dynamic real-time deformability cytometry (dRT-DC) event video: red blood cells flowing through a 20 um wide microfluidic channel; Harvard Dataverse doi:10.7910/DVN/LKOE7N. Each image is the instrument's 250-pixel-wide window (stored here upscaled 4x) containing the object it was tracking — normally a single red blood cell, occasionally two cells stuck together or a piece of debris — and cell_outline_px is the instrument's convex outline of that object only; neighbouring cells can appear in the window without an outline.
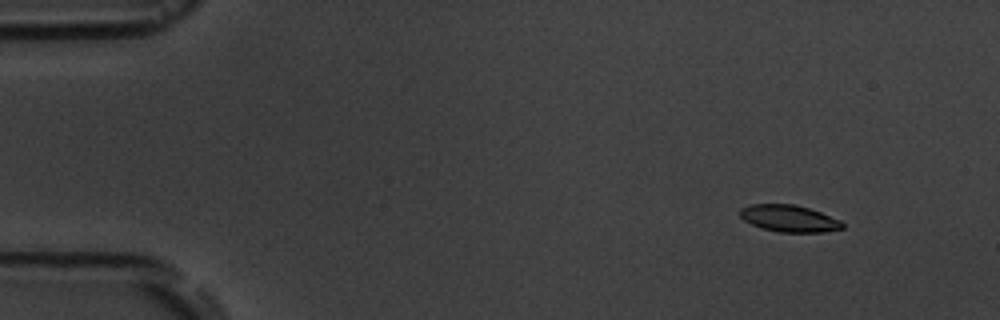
{"species": "common noctule bat (a hibernating species)", "species_latin": "Nyctalus noctula", "temperature_condition": "room temperature", "stored_images_in_passage": 4, "camera_frame_rate_fps": 3000, "um_per_image_px": 0.085, "animal": {"sex": "male", "body_mass_g": 19.5, "forearm_length_mm": 54.6}, "frame": {"image": 1, "passage_image": 1, "time_ms": 0.0, "image_size_px": [1000, 320], "cell_outline_px": [[844, 228], [824, 232], [780, 232], [760, 228], [744, 220], [740, 216], [740, 208], [748, 204], [796, 204], [820, 212], [840, 220], [844, 224]], "centroid_in_image_um": [67.06, 18.56], "position_along_channel_um": 17.9, "area_um2": 16.07}}
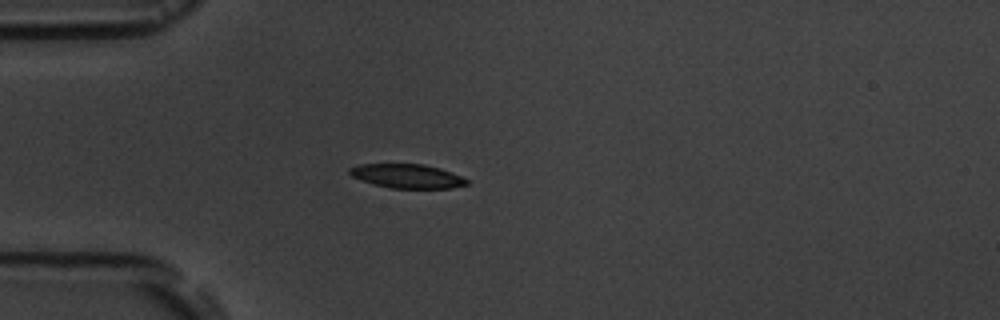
{"frame": {"image": 2, "passage_image": 4, "time_ms": 3.333, "image_size_px": [1000, 320], "cell_outline_px": [[468, 184], [452, 188], [392, 188], [376, 184], [352, 176], [348, 172], [348, 168], [360, 164], [424, 164], [440, 168], [452, 172], [468, 180]], "centroid_in_image_um": [34.63, 14.96], "position_along_channel_um": 50.4, "area_um2": 16.24}}